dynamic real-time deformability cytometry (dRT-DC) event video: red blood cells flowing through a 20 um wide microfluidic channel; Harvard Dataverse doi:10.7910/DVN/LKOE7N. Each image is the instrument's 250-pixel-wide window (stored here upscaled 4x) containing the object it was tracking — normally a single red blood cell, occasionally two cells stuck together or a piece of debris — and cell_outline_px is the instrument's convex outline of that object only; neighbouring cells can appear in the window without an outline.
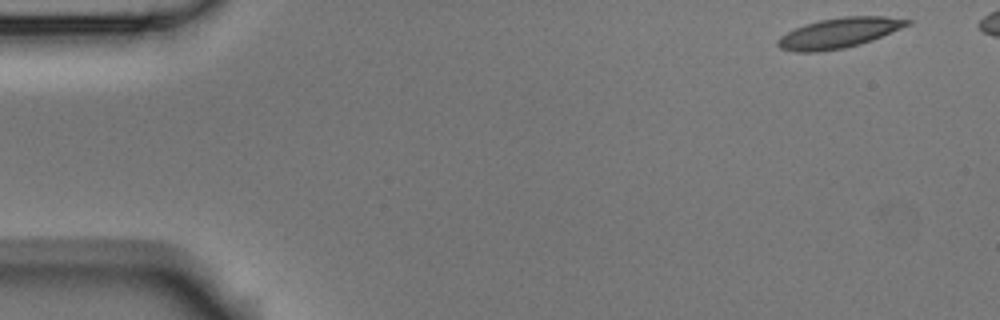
{"species": "Egyptian fruit bat (a non-hibernating species)", "species_latin": "Rousettus aegyptiacus", "temperature_condition": "room temperature", "stored_images_in_passage": 46, "camera_frame_rate_fps": 3000, "um_per_image_px": 0.085, "animal": {"sex": "male"}, "frame": {"image": 1, "passage_image": 1, "time_ms": 0.0, "image_size_px": [1000, 320], "cell_outline_px": [[912, 24], [872, 40], [860, 44], [844, 48], [820, 52], [796, 52], [780, 48], [776, 44], [776, 40], [780, 36], [804, 24], [820, 20], [844, 16], [884, 16], [912, 20]], "centroid_in_image_um": [71.32, 2.8], "position_along_channel_um": 13.7, "area_um2": 22.77}}
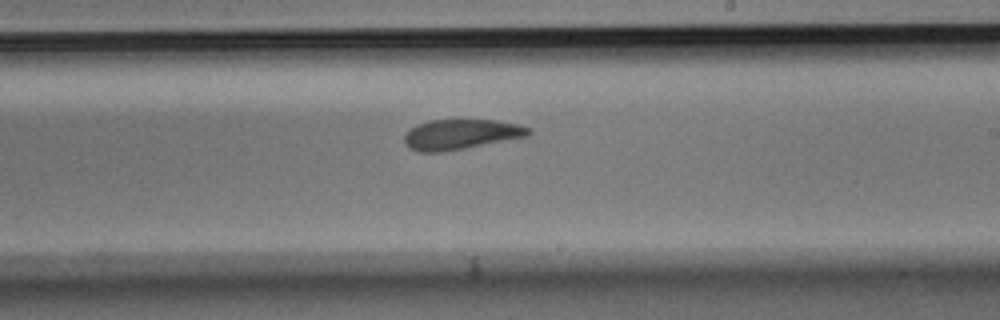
{"frame": {"image": 2, "passage_image": 29, "time_ms": 9.333, "image_size_px": [1000, 320], "cell_outline_px": [[532, 132], [528, 136], [444, 152], [416, 152], [408, 148], [404, 144], [404, 136], [416, 124], [428, 120], [496, 120], [520, 124], [532, 128]], "centroid_in_image_um": [39.18, 11.42], "position_along_channel_um": 249.8, "area_um2": 22.02}}
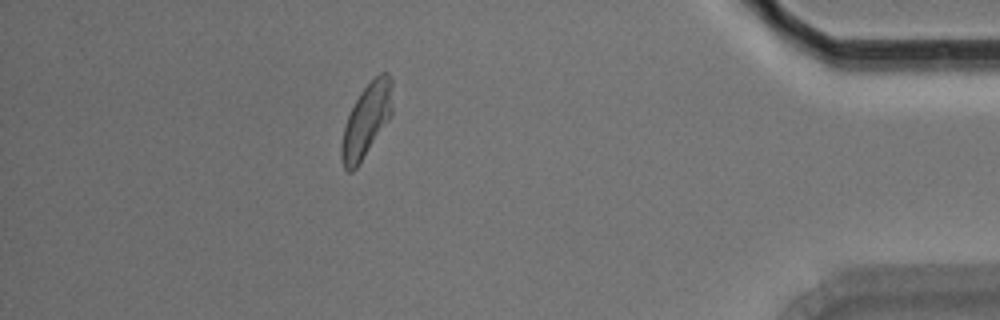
{"frame": {"image": 3, "passage_image": 45, "time_ms": 14.667, "image_size_px": [1000, 320], "cell_outline_px": [[392, 112], [388, 120], [356, 168], [352, 172], [348, 172], [344, 168], [340, 156], [340, 144], [344, 128], [348, 116], [360, 92], [380, 72], [388, 72], [392, 76]], "centroid_in_image_um": [31.14, 10.22], "position_along_channel_um": 404.1, "area_um2": 21.5}}